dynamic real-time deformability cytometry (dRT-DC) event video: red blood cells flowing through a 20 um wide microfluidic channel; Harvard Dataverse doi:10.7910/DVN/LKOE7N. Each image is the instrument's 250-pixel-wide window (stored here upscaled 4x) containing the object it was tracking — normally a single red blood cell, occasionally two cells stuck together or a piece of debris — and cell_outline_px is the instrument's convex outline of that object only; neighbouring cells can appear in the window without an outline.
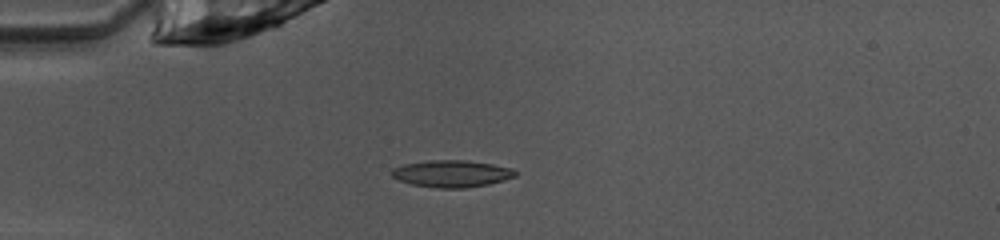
{"species": "common noctule bat (a hibernating species)", "species_latin": "Nyctalus noctula", "temperature_condition": "warm", "stored_images_in_passage": 38, "camera_frame_rate_fps": 3000, "um_per_image_px": 0.085, "animal": {"sex": "female", "body_mass_g": 10.0, "forearm_length_mm": 53.1}, "frame": {"image": 1, "passage_image": 2, "time_ms": 0.333, "image_size_px": [1000, 240], "cell_outline_px": [[516, 176], [504, 180], [488, 184], [464, 188], [436, 188], [412, 184], [400, 180], [392, 176], [392, 168], [404, 164], [428, 160], [464, 160], [492, 164], [512, 168], [516, 172]], "centroid_in_image_um": [38.39, 14.76], "position_along_channel_um": 46.6, "area_um2": 19.31}}
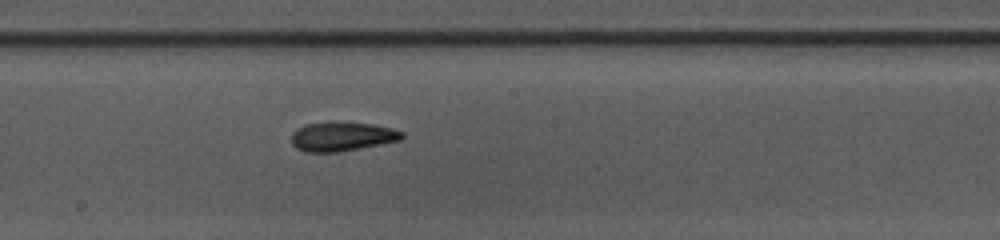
{"frame": {"image": 2, "passage_image": 16, "time_ms": 5.0, "image_size_px": [1000, 240], "cell_outline_px": [[404, 136], [400, 140], [340, 152], [304, 152], [296, 148], [292, 144], [292, 132], [296, 128], [304, 124], [332, 120], [372, 124], [392, 128], [404, 132]], "centroid_in_image_um": [29.03, 11.58], "position_along_channel_um": 219.2, "area_um2": 19.25}}
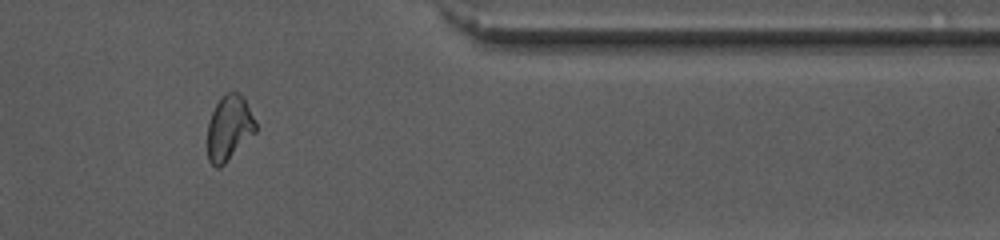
{"frame": {"image": 3, "passage_image": 30, "time_ms": 9.667, "image_size_px": [1000, 240], "cell_outline_px": [[256, 132], [220, 168], [216, 168], [208, 160], [208, 124], [212, 112], [216, 104], [224, 92], [236, 92], [244, 100], [256, 120]], "centroid_in_image_um": [19.47, 10.89], "position_along_channel_um": 391.9, "area_um2": 18.09}, "authors_computed_cell_mechanics": {"area_um2": 18.4093, "velocity_mm_per_s": 4.0361, "shape_relaxation_time_tau1_ms": 6.3769, "shape_relaxation_time_tau2_ms": 2.9, "deformation_change_tau1": 0.1877, "deformation_change_tau2": 0.1031}}